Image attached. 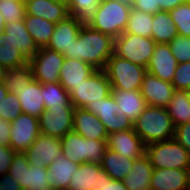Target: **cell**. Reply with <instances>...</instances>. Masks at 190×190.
Returning a JSON list of instances; mask_svg holds the SVG:
<instances>
[{
	"label": "cell",
	"mask_w": 190,
	"mask_h": 190,
	"mask_svg": "<svg viewBox=\"0 0 190 190\" xmlns=\"http://www.w3.org/2000/svg\"><path fill=\"white\" fill-rule=\"evenodd\" d=\"M115 39L83 24L78 38L70 47L65 58L82 60L96 69H104L107 60L114 54Z\"/></svg>",
	"instance_id": "6da1fadb"
},
{
	"label": "cell",
	"mask_w": 190,
	"mask_h": 190,
	"mask_svg": "<svg viewBox=\"0 0 190 190\" xmlns=\"http://www.w3.org/2000/svg\"><path fill=\"white\" fill-rule=\"evenodd\" d=\"M47 168L30 165L25 153H16L0 190H53Z\"/></svg>",
	"instance_id": "7a4b0ae2"
},
{
	"label": "cell",
	"mask_w": 190,
	"mask_h": 190,
	"mask_svg": "<svg viewBox=\"0 0 190 190\" xmlns=\"http://www.w3.org/2000/svg\"><path fill=\"white\" fill-rule=\"evenodd\" d=\"M133 129L145 145L174 137L175 126L166 108L147 106L133 123Z\"/></svg>",
	"instance_id": "3957f363"
},
{
	"label": "cell",
	"mask_w": 190,
	"mask_h": 190,
	"mask_svg": "<svg viewBox=\"0 0 190 190\" xmlns=\"http://www.w3.org/2000/svg\"><path fill=\"white\" fill-rule=\"evenodd\" d=\"M130 11V6L116 0H101L98 10L87 24L115 39L124 32Z\"/></svg>",
	"instance_id": "277c9868"
},
{
	"label": "cell",
	"mask_w": 190,
	"mask_h": 190,
	"mask_svg": "<svg viewBox=\"0 0 190 190\" xmlns=\"http://www.w3.org/2000/svg\"><path fill=\"white\" fill-rule=\"evenodd\" d=\"M62 140V154L73 163L100 164L107 149V140L85 139L73 130Z\"/></svg>",
	"instance_id": "5b68a950"
},
{
	"label": "cell",
	"mask_w": 190,
	"mask_h": 190,
	"mask_svg": "<svg viewBox=\"0 0 190 190\" xmlns=\"http://www.w3.org/2000/svg\"><path fill=\"white\" fill-rule=\"evenodd\" d=\"M145 155L153 169L190 167V152L174 138L146 145Z\"/></svg>",
	"instance_id": "8992f818"
},
{
	"label": "cell",
	"mask_w": 190,
	"mask_h": 190,
	"mask_svg": "<svg viewBox=\"0 0 190 190\" xmlns=\"http://www.w3.org/2000/svg\"><path fill=\"white\" fill-rule=\"evenodd\" d=\"M104 72L112 89L140 90L147 69L117 56L115 53L107 60Z\"/></svg>",
	"instance_id": "52a82bcc"
},
{
	"label": "cell",
	"mask_w": 190,
	"mask_h": 190,
	"mask_svg": "<svg viewBox=\"0 0 190 190\" xmlns=\"http://www.w3.org/2000/svg\"><path fill=\"white\" fill-rule=\"evenodd\" d=\"M68 93L75 108H85L112 94V86L104 70L97 69L83 83L71 87Z\"/></svg>",
	"instance_id": "ba28073f"
},
{
	"label": "cell",
	"mask_w": 190,
	"mask_h": 190,
	"mask_svg": "<svg viewBox=\"0 0 190 190\" xmlns=\"http://www.w3.org/2000/svg\"><path fill=\"white\" fill-rule=\"evenodd\" d=\"M155 46L156 43L151 37L122 33L115 38L114 53L123 59L147 68Z\"/></svg>",
	"instance_id": "9c48e42d"
},
{
	"label": "cell",
	"mask_w": 190,
	"mask_h": 190,
	"mask_svg": "<svg viewBox=\"0 0 190 190\" xmlns=\"http://www.w3.org/2000/svg\"><path fill=\"white\" fill-rule=\"evenodd\" d=\"M64 60L63 54L48 47H41L28 63L32 67L34 80L46 84L59 82Z\"/></svg>",
	"instance_id": "30bf717a"
},
{
	"label": "cell",
	"mask_w": 190,
	"mask_h": 190,
	"mask_svg": "<svg viewBox=\"0 0 190 190\" xmlns=\"http://www.w3.org/2000/svg\"><path fill=\"white\" fill-rule=\"evenodd\" d=\"M84 109L98 117L108 134L133 128L132 121L124 114L119 113V106L112 94L106 98H101L95 104H88Z\"/></svg>",
	"instance_id": "8fae6325"
},
{
	"label": "cell",
	"mask_w": 190,
	"mask_h": 190,
	"mask_svg": "<svg viewBox=\"0 0 190 190\" xmlns=\"http://www.w3.org/2000/svg\"><path fill=\"white\" fill-rule=\"evenodd\" d=\"M74 106L48 108L41 113L39 121L40 133L61 139L73 130Z\"/></svg>",
	"instance_id": "7c38bea8"
},
{
	"label": "cell",
	"mask_w": 190,
	"mask_h": 190,
	"mask_svg": "<svg viewBox=\"0 0 190 190\" xmlns=\"http://www.w3.org/2000/svg\"><path fill=\"white\" fill-rule=\"evenodd\" d=\"M11 124L10 147L15 153H25L41 134L38 118L21 113Z\"/></svg>",
	"instance_id": "4fadbf2b"
},
{
	"label": "cell",
	"mask_w": 190,
	"mask_h": 190,
	"mask_svg": "<svg viewBox=\"0 0 190 190\" xmlns=\"http://www.w3.org/2000/svg\"><path fill=\"white\" fill-rule=\"evenodd\" d=\"M62 153V140L40 134L25 152L30 165L47 168Z\"/></svg>",
	"instance_id": "5bb4252c"
},
{
	"label": "cell",
	"mask_w": 190,
	"mask_h": 190,
	"mask_svg": "<svg viewBox=\"0 0 190 190\" xmlns=\"http://www.w3.org/2000/svg\"><path fill=\"white\" fill-rule=\"evenodd\" d=\"M110 179L100 164L85 162L72 175L67 190H99Z\"/></svg>",
	"instance_id": "9a60e30c"
},
{
	"label": "cell",
	"mask_w": 190,
	"mask_h": 190,
	"mask_svg": "<svg viewBox=\"0 0 190 190\" xmlns=\"http://www.w3.org/2000/svg\"><path fill=\"white\" fill-rule=\"evenodd\" d=\"M140 91L148 106L166 108L173 96L174 88L170 82L147 72Z\"/></svg>",
	"instance_id": "2e32d148"
},
{
	"label": "cell",
	"mask_w": 190,
	"mask_h": 190,
	"mask_svg": "<svg viewBox=\"0 0 190 190\" xmlns=\"http://www.w3.org/2000/svg\"><path fill=\"white\" fill-rule=\"evenodd\" d=\"M107 148L122 154L128 159H137L145 154L146 145L132 128L108 134Z\"/></svg>",
	"instance_id": "e0dca14e"
},
{
	"label": "cell",
	"mask_w": 190,
	"mask_h": 190,
	"mask_svg": "<svg viewBox=\"0 0 190 190\" xmlns=\"http://www.w3.org/2000/svg\"><path fill=\"white\" fill-rule=\"evenodd\" d=\"M83 24V22L70 15L66 19L59 21L55 25L53 34L46 47L63 55L64 53H70V47L78 38Z\"/></svg>",
	"instance_id": "ac0fdd59"
},
{
	"label": "cell",
	"mask_w": 190,
	"mask_h": 190,
	"mask_svg": "<svg viewBox=\"0 0 190 190\" xmlns=\"http://www.w3.org/2000/svg\"><path fill=\"white\" fill-rule=\"evenodd\" d=\"M177 64L178 62L172 54L169 44L160 43L154 47L153 55L146 69L153 76L171 83Z\"/></svg>",
	"instance_id": "d6986e66"
},
{
	"label": "cell",
	"mask_w": 190,
	"mask_h": 190,
	"mask_svg": "<svg viewBox=\"0 0 190 190\" xmlns=\"http://www.w3.org/2000/svg\"><path fill=\"white\" fill-rule=\"evenodd\" d=\"M5 46L18 47L23 56L29 61L39 50L27 30L24 20L8 23L4 27Z\"/></svg>",
	"instance_id": "ffe728a7"
},
{
	"label": "cell",
	"mask_w": 190,
	"mask_h": 190,
	"mask_svg": "<svg viewBox=\"0 0 190 190\" xmlns=\"http://www.w3.org/2000/svg\"><path fill=\"white\" fill-rule=\"evenodd\" d=\"M73 131L85 139L107 140L108 133L96 115L84 108H75Z\"/></svg>",
	"instance_id": "44dd1931"
},
{
	"label": "cell",
	"mask_w": 190,
	"mask_h": 190,
	"mask_svg": "<svg viewBox=\"0 0 190 190\" xmlns=\"http://www.w3.org/2000/svg\"><path fill=\"white\" fill-rule=\"evenodd\" d=\"M25 15L37 16L57 24L69 16L68 6L53 0H24Z\"/></svg>",
	"instance_id": "7402d4cb"
},
{
	"label": "cell",
	"mask_w": 190,
	"mask_h": 190,
	"mask_svg": "<svg viewBox=\"0 0 190 190\" xmlns=\"http://www.w3.org/2000/svg\"><path fill=\"white\" fill-rule=\"evenodd\" d=\"M97 69L82 60L65 58L60 69L59 83L68 92L71 87H76L83 83Z\"/></svg>",
	"instance_id": "603a6c76"
},
{
	"label": "cell",
	"mask_w": 190,
	"mask_h": 190,
	"mask_svg": "<svg viewBox=\"0 0 190 190\" xmlns=\"http://www.w3.org/2000/svg\"><path fill=\"white\" fill-rule=\"evenodd\" d=\"M78 163L68 160L62 153L47 166V181L53 190H67L72 175L79 168Z\"/></svg>",
	"instance_id": "cb8c5ba5"
},
{
	"label": "cell",
	"mask_w": 190,
	"mask_h": 190,
	"mask_svg": "<svg viewBox=\"0 0 190 190\" xmlns=\"http://www.w3.org/2000/svg\"><path fill=\"white\" fill-rule=\"evenodd\" d=\"M187 169H153L151 190H187Z\"/></svg>",
	"instance_id": "d4e9b609"
},
{
	"label": "cell",
	"mask_w": 190,
	"mask_h": 190,
	"mask_svg": "<svg viewBox=\"0 0 190 190\" xmlns=\"http://www.w3.org/2000/svg\"><path fill=\"white\" fill-rule=\"evenodd\" d=\"M112 95L119 106V113L124 114L132 123L148 106L140 90L112 89Z\"/></svg>",
	"instance_id": "484cf974"
},
{
	"label": "cell",
	"mask_w": 190,
	"mask_h": 190,
	"mask_svg": "<svg viewBox=\"0 0 190 190\" xmlns=\"http://www.w3.org/2000/svg\"><path fill=\"white\" fill-rule=\"evenodd\" d=\"M152 172L153 166L144 154L142 157L134 160L129 174L122 181L127 190H151Z\"/></svg>",
	"instance_id": "4316f807"
},
{
	"label": "cell",
	"mask_w": 190,
	"mask_h": 190,
	"mask_svg": "<svg viewBox=\"0 0 190 190\" xmlns=\"http://www.w3.org/2000/svg\"><path fill=\"white\" fill-rule=\"evenodd\" d=\"M16 94L21 105L22 113L40 118L41 113L45 111L43 95L41 94V83L33 80L28 86H23Z\"/></svg>",
	"instance_id": "83f0119b"
},
{
	"label": "cell",
	"mask_w": 190,
	"mask_h": 190,
	"mask_svg": "<svg viewBox=\"0 0 190 190\" xmlns=\"http://www.w3.org/2000/svg\"><path fill=\"white\" fill-rule=\"evenodd\" d=\"M134 160L107 148L100 166L112 180H123L129 174Z\"/></svg>",
	"instance_id": "f1b7e54d"
},
{
	"label": "cell",
	"mask_w": 190,
	"mask_h": 190,
	"mask_svg": "<svg viewBox=\"0 0 190 190\" xmlns=\"http://www.w3.org/2000/svg\"><path fill=\"white\" fill-rule=\"evenodd\" d=\"M178 35L177 27L169 12L159 11L153 14L151 38L156 44H169Z\"/></svg>",
	"instance_id": "f546056e"
},
{
	"label": "cell",
	"mask_w": 190,
	"mask_h": 190,
	"mask_svg": "<svg viewBox=\"0 0 190 190\" xmlns=\"http://www.w3.org/2000/svg\"><path fill=\"white\" fill-rule=\"evenodd\" d=\"M166 110L175 127L190 122V91L174 90Z\"/></svg>",
	"instance_id": "4dcf8cb0"
},
{
	"label": "cell",
	"mask_w": 190,
	"mask_h": 190,
	"mask_svg": "<svg viewBox=\"0 0 190 190\" xmlns=\"http://www.w3.org/2000/svg\"><path fill=\"white\" fill-rule=\"evenodd\" d=\"M27 30L38 48L46 47L53 34L55 23L37 16L25 15L24 18Z\"/></svg>",
	"instance_id": "1f68e13d"
},
{
	"label": "cell",
	"mask_w": 190,
	"mask_h": 190,
	"mask_svg": "<svg viewBox=\"0 0 190 190\" xmlns=\"http://www.w3.org/2000/svg\"><path fill=\"white\" fill-rule=\"evenodd\" d=\"M41 94L46 110L48 108H61V106H73L69 93L59 82L41 84Z\"/></svg>",
	"instance_id": "d6a6232c"
},
{
	"label": "cell",
	"mask_w": 190,
	"mask_h": 190,
	"mask_svg": "<svg viewBox=\"0 0 190 190\" xmlns=\"http://www.w3.org/2000/svg\"><path fill=\"white\" fill-rule=\"evenodd\" d=\"M33 78V70L29 63L19 68L8 69L3 82L9 93L17 94L23 86H28Z\"/></svg>",
	"instance_id": "836d02e7"
},
{
	"label": "cell",
	"mask_w": 190,
	"mask_h": 190,
	"mask_svg": "<svg viewBox=\"0 0 190 190\" xmlns=\"http://www.w3.org/2000/svg\"><path fill=\"white\" fill-rule=\"evenodd\" d=\"M153 14L131 8L127 26L123 33L151 37Z\"/></svg>",
	"instance_id": "e575fe53"
},
{
	"label": "cell",
	"mask_w": 190,
	"mask_h": 190,
	"mask_svg": "<svg viewBox=\"0 0 190 190\" xmlns=\"http://www.w3.org/2000/svg\"><path fill=\"white\" fill-rule=\"evenodd\" d=\"M4 32L0 34V65L7 69L19 68L28 64L18 47L5 46Z\"/></svg>",
	"instance_id": "d590c367"
},
{
	"label": "cell",
	"mask_w": 190,
	"mask_h": 190,
	"mask_svg": "<svg viewBox=\"0 0 190 190\" xmlns=\"http://www.w3.org/2000/svg\"><path fill=\"white\" fill-rule=\"evenodd\" d=\"M101 0H72L68 5L69 15L87 24L98 10Z\"/></svg>",
	"instance_id": "8d00e7d4"
},
{
	"label": "cell",
	"mask_w": 190,
	"mask_h": 190,
	"mask_svg": "<svg viewBox=\"0 0 190 190\" xmlns=\"http://www.w3.org/2000/svg\"><path fill=\"white\" fill-rule=\"evenodd\" d=\"M0 13L5 23H14L25 18L24 0H0Z\"/></svg>",
	"instance_id": "74e56055"
},
{
	"label": "cell",
	"mask_w": 190,
	"mask_h": 190,
	"mask_svg": "<svg viewBox=\"0 0 190 190\" xmlns=\"http://www.w3.org/2000/svg\"><path fill=\"white\" fill-rule=\"evenodd\" d=\"M179 35L190 37V1L169 11Z\"/></svg>",
	"instance_id": "f35d334b"
},
{
	"label": "cell",
	"mask_w": 190,
	"mask_h": 190,
	"mask_svg": "<svg viewBox=\"0 0 190 190\" xmlns=\"http://www.w3.org/2000/svg\"><path fill=\"white\" fill-rule=\"evenodd\" d=\"M22 113L21 105L16 94L7 93L0 103V117L11 122Z\"/></svg>",
	"instance_id": "ab89813d"
},
{
	"label": "cell",
	"mask_w": 190,
	"mask_h": 190,
	"mask_svg": "<svg viewBox=\"0 0 190 190\" xmlns=\"http://www.w3.org/2000/svg\"><path fill=\"white\" fill-rule=\"evenodd\" d=\"M169 47L178 63L190 62V37L178 35L171 40Z\"/></svg>",
	"instance_id": "60d3db41"
},
{
	"label": "cell",
	"mask_w": 190,
	"mask_h": 190,
	"mask_svg": "<svg viewBox=\"0 0 190 190\" xmlns=\"http://www.w3.org/2000/svg\"><path fill=\"white\" fill-rule=\"evenodd\" d=\"M171 84L174 90L190 91V62L177 64Z\"/></svg>",
	"instance_id": "b9f144b4"
},
{
	"label": "cell",
	"mask_w": 190,
	"mask_h": 190,
	"mask_svg": "<svg viewBox=\"0 0 190 190\" xmlns=\"http://www.w3.org/2000/svg\"><path fill=\"white\" fill-rule=\"evenodd\" d=\"M15 152L11 147L0 146V185L5 181Z\"/></svg>",
	"instance_id": "7bdbcfd3"
},
{
	"label": "cell",
	"mask_w": 190,
	"mask_h": 190,
	"mask_svg": "<svg viewBox=\"0 0 190 190\" xmlns=\"http://www.w3.org/2000/svg\"><path fill=\"white\" fill-rule=\"evenodd\" d=\"M173 138L190 152V122L176 126Z\"/></svg>",
	"instance_id": "ee69618b"
},
{
	"label": "cell",
	"mask_w": 190,
	"mask_h": 190,
	"mask_svg": "<svg viewBox=\"0 0 190 190\" xmlns=\"http://www.w3.org/2000/svg\"><path fill=\"white\" fill-rule=\"evenodd\" d=\"M131 8L151 14L159 12V6L156 4V0H133Z\"/></svg>",
	"instance_id": "f6af8a7d"
},
{
	"label": "cell",
	"mask_w": 190,
	"mask_h": 190,
	"mask_svg": "<svg viewBox=\"0 0 190 190\" xmlns=\"http://www.w3.org/2000/svg\"><path fill=\"white\" fill-rule=\"evenodd\" d=\"M11 122L0 117V146L10 147Z\"/></svg>",
	"instance_id": "bcb514c9"
},
{
	"label": "cell",
	"mask_w": 190,
	"mask_h": 190,
	"mask_svg": "<svg viewBox=\"0 0 190 190\" xmlns=\"http://www.w3.org/2000/svg\"><path fill=\"white\" fill-rule=\"evenodd\" d=\"M187 1L188 0H156V4L159 6V11L169 12Z\"/></svg>",
	"instance_id": "7dc6e473"
},
{
	"label": "cell",
	"mask_w": 190,
	"mask_h": 190,
	"mask_svg": "<svg viewBox=\"0 0 190 190\" xmlns=\"http://www.w3.org/2000/svg\"><path fill=\"white\" fill-rule=\"evenodd\" d=\"M99 190H127L122 180H108Z\"/></svg>",
	"instance_id": "c3c4849f"
},
{
	"label": "cell",
	"mask_w": 190,
	"mask_h": 190,
	"mask_svg": "<svg viewBox=\"0 0 190 190\" xmlns=\"http://www.w3.org/2000/svg\"><path fill=\"white\" fill-rule=\"evenodd\" d=\"M7 70H8L7 68L0 65V84H2L4 82Z\"/></svg>",
	"instance_id": "681fc988"
},
{
	"label": "cell",
	"mask_w": 190,
	"mask_h": 190,
	"mask_svg": "<svg viewBox=\"0 0 190 190\" xmlns=\"http://www.w3.org/2000/svg\"><path fill=\"white\" fill-rule=\"evenodd\" d=\"M7 93H8V90L4 87L3 83L0 84V103L5 98Z\"/></svg>",
	"instance_id": "f907efd6"
},
{
	"label": "cell",
	"mask_w": 190,
	"mask_h": 190,
	"mask_svg": "<svg viewBox=\"0 0 190 190\" xmlns=\"http://www.w3.org/2000/svg\"><path fill=\"white\" fill-rule=\"evenodd\" d=\"M5 26H6L5 19L0 13V34L4 32Z\"/></svg>",
	"instance_id": "816d5d0a"
},
{
	"label": "cell",
	"mask_w": 190,
	"mask_h": 190,
	"mask_svg": "<svg viewBox=\"0 0 190 190\" xmlns=\"http://www.w3.org/2000/svg\"><path fill=\"white\" fill-rule=\"evenodd\" d=\"M116 1H118L120 4L132 7L133 0H116Z\"/></svg>",
	"instance_id": "f5cc1de1"
},
{
	"label": "cell",
	"mask_w": 190,
	"mask_h": 190,
	"mask_svg": "<svg viewBox=\"0 0 190 190\" xmlns=\"http://www.w3.org/2000/svg\"><path fill=\"white\" fill-rule=\"evenodd\" d=\"M187 170H188V175H187V190H190V167Z\"/></svg>",
	"instance_id": "db71d44e"
},
{
	"label": "cell",
	"mask_w": 190,
	"mask_h": 190,
	"mask_svg": "<svg viewBox=\"0 0 190 190\" xmlns=\"http://www.w3.org/2000/svg\"><path fill=\"white\" fill-rule=\"evenodd\" d=\"M54 2H58V3H64L67 6L71 3L72 0H53Z\"/></svg>",
	"instance_id": "11a10c76"
}]
</instances>
